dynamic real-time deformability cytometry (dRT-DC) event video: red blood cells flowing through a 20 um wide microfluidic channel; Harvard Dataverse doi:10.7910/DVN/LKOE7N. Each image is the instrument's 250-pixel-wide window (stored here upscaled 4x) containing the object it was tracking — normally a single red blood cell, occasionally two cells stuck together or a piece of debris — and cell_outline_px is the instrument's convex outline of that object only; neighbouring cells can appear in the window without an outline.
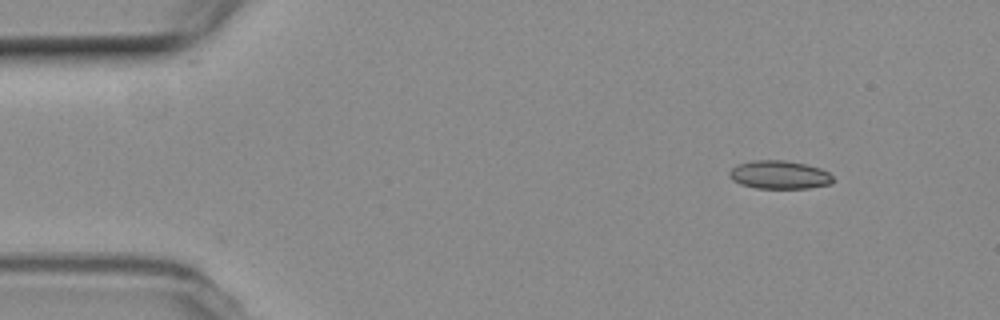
{"species": "common noctule bat (a hibernating species)", "species_latin": "Nyctalus noctula", "temperature_condition": "room temperature", "stored_images_in_passage": 6, "camera_frame_rate_fps": 3000, "um_per_image_px": 0.085, "animal": {"sex": "female", "body_mass_g": 19.3, "forearm_length_mm": 54.1}, "frame": {"image": 1, "passage_image": 1, "time_ms": 0.0, "image_size_px": [1000, 320], "cell_outline_px": [[832, 184], [808, 188], [756, 188], [740, 184], [732, 180], [728, 176], [728, 172], [736, 164], [752, 160], [784, 160], [804, 164], [820, 168], [828, 172], [832, 176]], "centroid_in_image_um": [66.2, 14.85], "position_along_channel_um": 18.8, "area_um2": 17.17}}
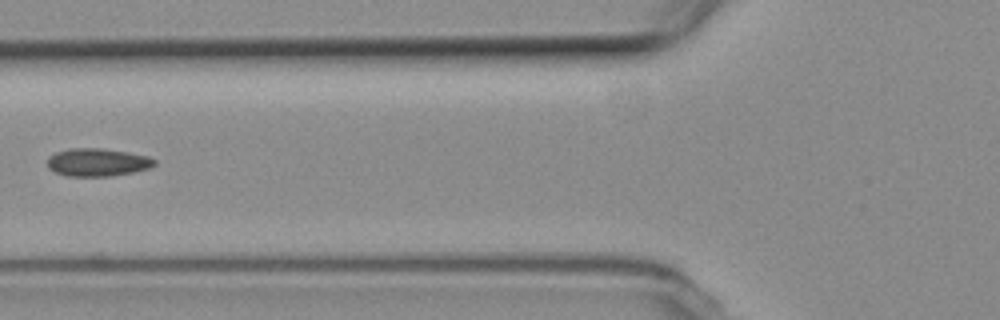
{"frame": {"image": 2, "passage_image": 5, "time_ms": 5.0, "image_size_px": [1000, 320], "cell_outline_px": [[156, 164], [152, 168], [132, 172], [108, 176], [68, 176], [56, 172], [48, 168], [48, 160], [56, 152], [72, 148], [100, 148], [128, 152], [148, 156], [156, 160]], "centroid_in_image_um": [8.33, 13.79], "position_along_channel_um": 117.5, "area_um2": 17.28}}
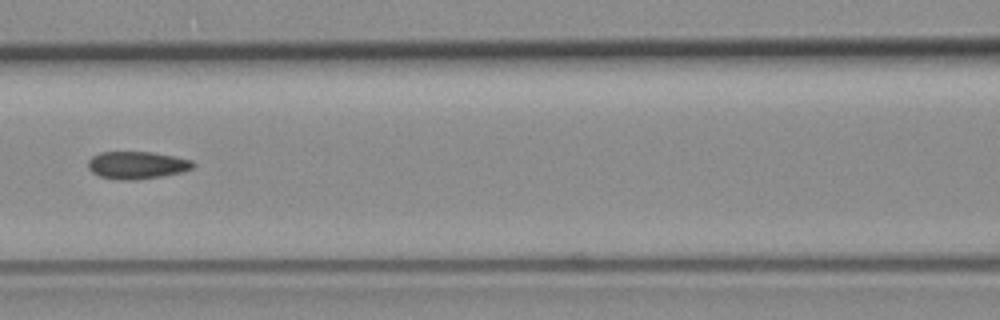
{"frame": {"image": 3, "passage_image": 6, "time_ms": 6.0, "image_size_px": [1000, 320], "cell_outline_px": [[196, 164], [192, 168], [180, 172], [160, 176], [136, 180], [120, 180], [100, 176], [92, 172], [88, 168], [88, 160], [92, 156], [100, 152], [152, 152], [176, 156], [192, 160]], "centroid_in_image_um": [11.63, 14.03], "position_along_channel_um": 155.0, "area_um2": 16.82}}